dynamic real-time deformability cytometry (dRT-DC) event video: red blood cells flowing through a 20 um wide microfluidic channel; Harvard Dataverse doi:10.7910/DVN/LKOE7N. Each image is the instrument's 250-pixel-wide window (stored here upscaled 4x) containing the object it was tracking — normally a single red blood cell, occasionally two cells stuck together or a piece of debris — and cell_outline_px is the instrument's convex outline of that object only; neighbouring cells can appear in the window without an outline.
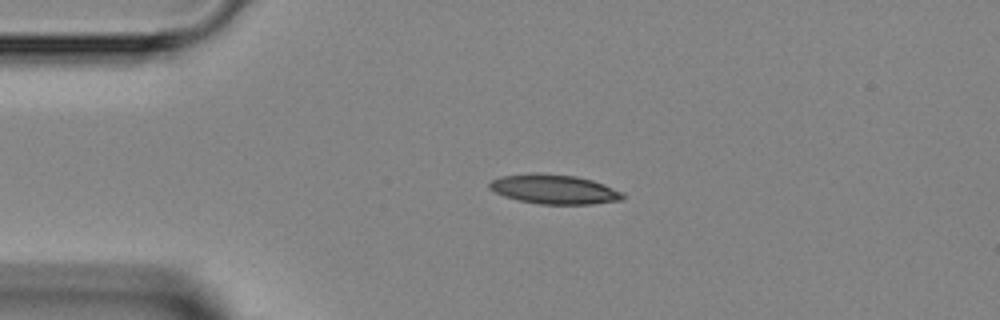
{"species": "Egyptian fruit bat (a non-hibernating species)", "species_latin": "Rousettus aegyptiacus", "temperature_condition": "room temperature", "stored_images_in_passage": 2, "camera_frame_rate_fps": 3000, "um_per_image_px": 0.085, "animal": {"sex": "female"}, "frame": {"image": 1, "passage_image": 1, "time_ms": 0.0, "image_size_px": [1000, 320], "cell_outline_px": [[624, 196], [620, 200], [592, 204], [540, 204], [520, 200], [504, 196], [488, 188], [488, 184], [492, 180], [500, 176], [532, 172], [536, 172], [576, 176], [592, 180], [604, 184], [624, 192]], "centroid_in_image_um": [47.09, 16.07], "position_along_channel_um": 37.9, "area_um2": 22.95}}